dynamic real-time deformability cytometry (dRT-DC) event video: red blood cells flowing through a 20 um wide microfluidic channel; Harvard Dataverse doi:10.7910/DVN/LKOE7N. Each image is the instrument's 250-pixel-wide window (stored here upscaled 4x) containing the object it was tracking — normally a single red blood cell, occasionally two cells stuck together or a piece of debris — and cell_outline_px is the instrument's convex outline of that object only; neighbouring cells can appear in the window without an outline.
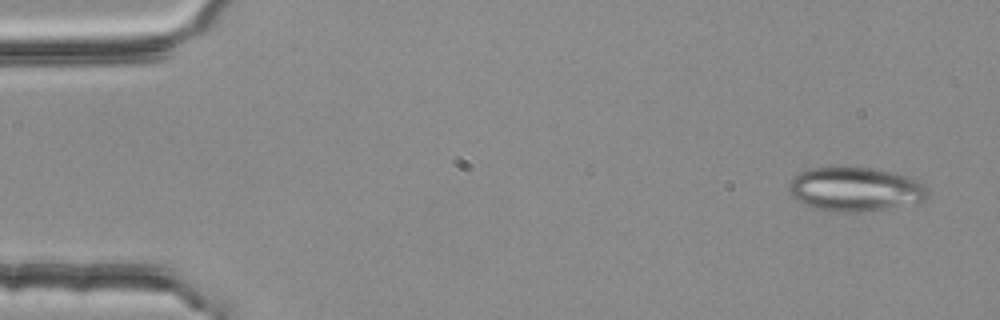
{"species": "common noctule bat (a hibernating species)", "species_latin": "Nyctalus noctula", "temperature_condition": "room temperature", "stored_images_in_passage": 3, "camera_frame_rate_fps": 3000, "um_per_image_px": 0.085, "animal": {"sex": "female", "body_mass_g": 25.1}, "frame": {"image": 1, "passage_image": 1, "time_ms": 0.0, "image_size_px": [1000, 320], "cell_outline_px": [[928, 196], [924, 200], [884, 208], [816, 208], [792, 196], [788, 192], [788, 184], [800, 172], [808, 168], [836, 164], [872, 168], [912, 176], [920, 180], [924, 184], [928, 192]], "centroid_in_image_um": [72.7, 15.95], "position_along_channel_um": 12.3, "area_um2": 34.8}}